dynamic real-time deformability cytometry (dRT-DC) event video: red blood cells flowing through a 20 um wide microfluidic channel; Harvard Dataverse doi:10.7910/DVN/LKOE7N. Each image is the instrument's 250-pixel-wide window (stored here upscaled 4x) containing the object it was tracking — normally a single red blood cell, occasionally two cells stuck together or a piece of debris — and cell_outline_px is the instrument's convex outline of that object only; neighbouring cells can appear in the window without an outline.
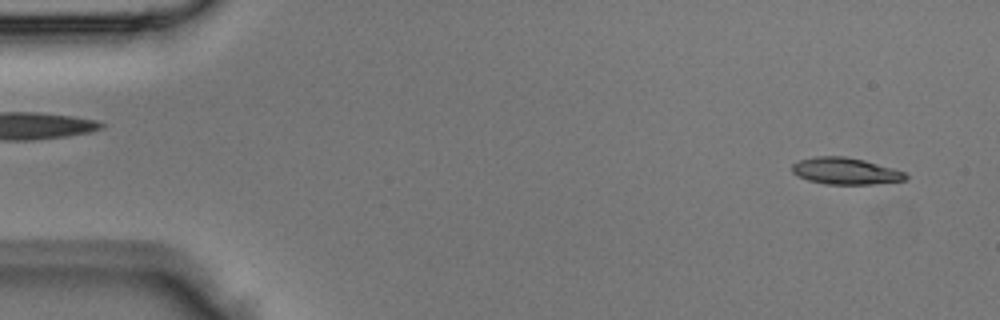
{"species": "Egyptian fruit bat (a non-hibernating species)", "species_latin": "Rousettus aegyptiacus", "temperature_condition": "room temperature", "stored_images_in_passage": 3, "segment_of_instrument_passage": [2, 2], "camera_frame_rate_fps": 3000, "um_per_image_px": 0.085, "animal": {"sex": "male"}, "frame": {"image": 1, "passage_image": 3, "time_ms": 0.667, "image_size_px": [1000, 320], "cell_outline_px": [[908, 180], [872, 184], [824, 184], [808, 180], [792, 172], [792, 164], [800, 160], [816, 156], [844, 156], [864, 160], [892, 168], [904, 172], [908, 176]], "centroid_in_image_um": [71.87, 14.54], "position_along_channel_um": 13.1, "area_um2": 17.57}}